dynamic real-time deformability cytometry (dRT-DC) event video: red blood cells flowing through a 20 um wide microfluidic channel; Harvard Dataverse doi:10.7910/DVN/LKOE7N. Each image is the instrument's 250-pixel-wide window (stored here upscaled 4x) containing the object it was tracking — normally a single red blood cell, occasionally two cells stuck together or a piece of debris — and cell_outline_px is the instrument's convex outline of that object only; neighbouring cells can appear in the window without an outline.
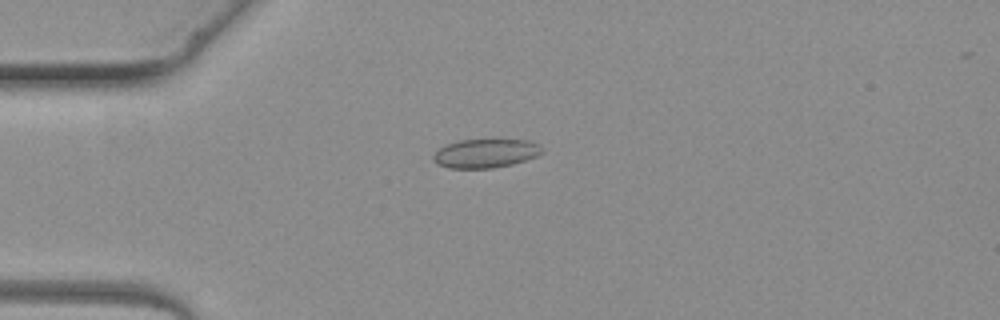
{"species": "common noctule bat (a hibernating species)", "species_latin": "Nyctalus noctula", "temperature_condition": "warm", "stored_images_in_passage": 4, "camera_frame_rate_fps": 3000, "um_per_image_px": 0.085, "animal": {"sex": "female", "body_mass_g": 19.3, "forearm_length_mm": 54.1}, "frame": {"image": 1, "passage_image": 3, "time_ms": 3.333, "image_size_px": [1000, 320], "cell_outline_px": [[544, 152], [536, 156], [512, 164], [492, 168], [448, 168], [436, 164], [432, 160], [432, 156], [440, 148], [448, 144], [460, 140], [528, 140], [540, 144], [544, 148]], "centroid_in_image_um": [41.28, 13.04], "position_along_channel_um": 43.7, "area_um2": 18.26}}